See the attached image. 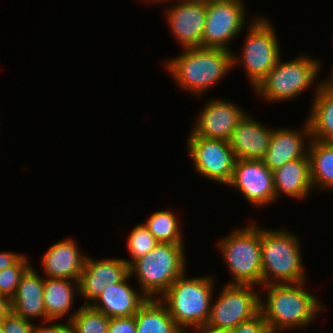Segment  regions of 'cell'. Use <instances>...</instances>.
<instances>
[{"label": "cell", "mask_w": 333, "mask_h": 333, "mask_svg": "<svg viewBox=\"0 0 333 333\" xmlns=\"http://www.w3.org/2000/svg\"><path fill=\"white\" fill-rule=\"evenodd\" d=\"M301 283H274L266 288V302L260 298V312L270 330L282 331L310 324L323 309L319 300L303 290Z\"/></svg>", "instance_id": "cell-1"}, {"label": "cell", "mask_w": 333, "mask_h": 333, "mask_svg": "<svg viewBox=\"0 0 333 333\" xmlns=\"http://www.w3.org/2000/svg\"><path fill=\"white\" fill-rule=\"evenodd\" d=\"M233 52L223 48H184L164 64L176 83L197 97L209 90L233 68ZM215 83V84H214Z\"/></svg>", "instance_id": "cell-2"}, {"label": "cell", "mask_w": 333, "mask_h": 333, "mask_svg": "<svg viewBox=\"0 0 333 333\" xmlns=\"http://www.w3.org/2000/svg\"><path fill=\"white\" fill-rule=\"evenodd\" d=\"M297 237L286 230L261 228L262 285L306 281Z\"/></svg>", "instance_id": "cell-3"}, {"label": "cell", "mask_w": 333, "mask_h": 333, "mask_svg": "<svg viewBox=\"0 0 333 333\" xmlns=\"http://www.w3.org/2000/svg\"><path fill=\"white\" fill-rule=\"evenodd\" d=\"M214 282L211 276L189 279L184 273L159 297L182 331L208 322Z\"/></svg>", "instance_id": "cell-4"}, {"label": "cell", "mask_w": 333, "mask_h": 333, "mask_svg": "<svg viewBox=\"0 0 333 333\" xmlns=\"http://www.w3.org/2000/svg\"><path fill=\"white\" fill-rule=\"evenodd\" d=\"M184 253L183 243H159L129 265V274L138 276L141 292L148 298L162 296L186 273Z\"/></svg>", "instance_id": "cell-5"}, {"label": "cell", "mask_w": 333, "mask_h": 333, "mask_svg": "<svg viewBox=\"0 0 333 333\" xmlns=\"http://www.w3.org/2000/svg\"><path fill=\"white\" fill-rule=\"evenodd\" d=\"M217 243L234 277L232 284L262 285L261 228L248 225Z\"/></svg>", "instance_id": "cell-6"}, {"label": "cell", "mask_w": 333, "mask_h": 333, "mask_svg": "<svg viewBox=\"0 0 333 333\" xmlns=\"http://www.w3.org/2000/svg\"><path fill=\"white\" fill-rule=\"evenodd\" d=\"M278 60L266 77L254 89L256 94L272 102L286 101L305 92L317 79L320 60L302 55L290 62Z\"/></svg>", "instance_id": "cell-7"}, {"label": "cell", "mask_w": 333, "mask_h": 333, "mask_svg": "<svg viewBox=\"0 0 333 333\" xmlns=\"http://www.w3.org/2000/svg\"><path fill=\"white\" fill-rule=\"evenodd\" d=\"M246 42L243 43L242 54L239 57L233 54V66L243 64L247 71V79L255 89L258 84L266 77L270 70L281 58L278 38L273 26L267 19L260 17L252 19Z\"/></svg>", "instance_id": "cell-8"}, {"label": "cell", "mask_w": 333, "mask_h": 333, "mask_svg": "<svg viewBox=\"0 0 333 333\" xmlns=\"http://www.w3.org/2000/svg\"><path fill=\"white\" fill-rule=\"evenodd\" d=\"M254 285L227 283L219 298L211 304L208 324L226 330L252 319L260 312V295Z\"/></svg>", "instance_id": "cell-9"}, {"label": "cell", "mask_w": 333, "mask_h": 333, "mask_svg": "<svg viewBox=\"0 0 333 333\" xmlns=\"http://www.w3.org/2000/svg\"><path fill=\"white\" fill-rule=\"evenodd\" d=\"M189 135L187 149L197 174L227 185L236 162L229 142L198 137L192 131Z\"/></svg>", "instance_id": "cell-10"}, {"label": "cell", "mask_w": 333, "mask_h": 333, "mask_svg": "<svg viewBox=\"0 0 333 333\" xmlns=\"http://www.w3.org/2000/svg\"><path fill=\"white\" fill-rule=\"evenodd\" d=\"M241 1L206 2V22L202 48L229 50L228 42L240 35L245 26V7Z\"/></svg>", "instance_id": "cell-11"}, {"label": "cell", "mask_w": 333, "mask_h": 333, "mask_svg": "<svg viewBox=\"0 0 333 333\" xmlns=\"http://www.w3.org/2000/svg\"><path fill=\"white\" fill-rule=\"evenodd\" d=\"M228 185L240 191L253 206L270 205L276 200L273 172L261 159H236Z\"/></svg>", "instance_id": "cell-12"}, {"label": "cell", "mask_w": 333, "mask_h": 333, "mask_svg": "<svg viewBox=\"0 0 333 333\" xmlns=\"http://www.w3.org/2000/svg\"><path fill=\"white\" fill-rule=\"evenodd\" d=\"M176 5L166 11V20L174 37L183 48L202 47L206 22V2L203 0H175Z\"/></svg>", "instance_id": "cell-13"}, {"label": "cell", "mask_w": 333, "mask_h": 333, "mask_svg": "<svg viewBox=\"0 0 333 333\" xmlns=\"http://www.w3.org/2000/svg\"><path fill=\"white\" fill-rule=\"evenodd\" d=\"M129 274L125 259L106 258L93 260L87 256L79 277V292L90 305L108 285L121 282ZM90 301V303H89Z\"/></svg>", "instance_id": "cell-14"}, {"label": "cell", "mask_w": 333, "mask_h": 333, "mask_svg": "<svg viewBox=\"0 0 333 333\" xmlns=\"http://www.w3.org/2000/svg\"><path fill=\"white\" fill-rule=\"evenodd\" d=\"M192 132L202 138L228 141L233 130L247 114L232 102L211 100L204 105Z\"/></svg>", "instance_id": "cell-15"}, {"label": "cell", "mask_w": 333, "mask_h": 333, "mask_svg": "<svg viewBox=\"0 0 333 333\" xmlns=\"http://www.w3.org/2000/svg\"><path fill=\"white\" fill-rule=\"evenodd\" d=\"M304 136L306 139H311L308 121L305 122L302 131L285 128L273 129L268 150L261 160L273 172L289 161L305 158L308 155L306 149L309 144L306 145V142H303Z\"/></svg>", "instance_id": "cell-16"}, {"label": "cell", "mask_w": 333, "mask_h": 333, "mask_svg": "<svg viewBox=\"0 0 333 333\" xmlns=\"http://www.w3.org/2000/svg\"><path fill=\"white\" fill-rule=\"evenodd\" d=\"M273 130L246 114L228 140L236 159H262L267 152Z\"/></svg>", "instance_id": "cell-17"}, {"label": "cell", "mask_w": 333, "mask_h": 333, "mask_svg": "<svg viewBox=\"0 0 333 333\" xmlns=\"http://www.w3.org/2000/svg\"><path fill=\"white\" fill-rule=\"evenodd\" d=\"M44 277L31 265L21 277L15 295L10 300L11 311L25 320L40 317L42 322H53L47 317L44 298Z\"/></svg>", "instance_id": "cell-18"}, {"label": "cell", "mask_w": 333, "mask_h": 333, "mask_svg": "<svg viewBox=\"0 0 333 333\" xmlns=\"http://www.w3.org/2000/svg\"><path fill=\"white\" fill-rule=\"evenodd\" d=\"M78 247L73 239H63L50 246L42 257L45 276L79 281L86 255Z\"/></svg>", "instance_id": "cell-19"}, {"label": "cell", "mask_w": 333, "mask_h": 333, "mask_svg": "<svg viewBox=\"0 0 333 333\" xmlns=\"http://www.w3.org/2000/svg\"><path fill=\"white\" fill-rule=\"evenodd\" d=\"M130 277L128 274L121 282L108 285L90 306L109 318L134 316L148 297L127 284Z\"/></svg>", "instance_id": "cell-20"}, {"label": "cell", "mask_w": 333, "mask_h": 333, "mask_svg": "<svg viewBox=\"0 0 333 333\" xmlns=\"http://www.w3.org/2000/svg\"><path fill=\"white\" fill-rule=\"evenodd\" d=\"M273 180L276 199L282 193L292 198H306L312 189L309 156L289 161L276 169Z\"/></svg>", "instance_id": "cell-21"}, {"label": "cell", "mask_w": 333, "mask_h": 333, "mask_svg": "<svg viewBox=\"0 0 333 333\" xmlns=\"http://www.w3.org/2000/svg\"><path fill=\"white\" fill-rule=\"evenodd\" d=\"M136 333H185L169 315L166 305L158 298H148L134 315Z\"/></svg>", "instance_id": "cell-22"}, {"label": "cell", "mask_w": 333, "mask_h": 333, "mask_svg": "<svg viewBox=\"0 0 333 333\" xmlns=\"http://www.w3.org/2000/svg\"><path fill=\"white\" fill-rule=\"evenodd\" d=\"M79 292V282L69 279L44 278L43 298L47 317L50 320H59L65 316L73 304L75 287Z\"/></svg>", "instance_id": "cell-23"}, {"label": "cell", "mask_w": 333, "mask_h": 333, "mask_svg": "<svg viewBox=\"0 0 333 333\" xmlns=\"http://www.w3.org/2000/svg\"><path fill=\"white\" fill-rule=\"evenodd\" d=\"M313 100L312 109L307 118L311 139L333 142V92L324 90L318 84Z\"/></svg>", "instance_id": "cell-24"}, {"label": "cell", "mask_w": 333, "mask_h": 333, "mask_svg": "<svg viewBox=\"0 0 333 333\" xmlns=\"http://www.w3.org/2000/svg\"><path fill=\"white\" fill-rule=\"evenodd\" d=\"M312 188L333 189V142L307 140ZM320 188V189H319Z\"/></svg>", "instance_id": "cell-25"}, {"label": "cell", "mask_w": 333, "mask_h": 333, "mask_svg": "<svg viewBox=\"0 0 333 333\" xmlns=\"http://www.w3.org/2000/svg\"><path fill=\"white\" fill-rule=\"evenodd\" d=\"M159 243H183L180 223L170 211H157L144 223Z\"/></svg>", "instance_id": "cell-26"}, {"label": "cell", "mask_w": 333, "mask_h": 333, "mask_svg": "<svg viewBox=\"0 0 333 333\" xmlns=\"http://www.w3.org/2000/svg\"><path fill=\"white\" fill-rule=\"evenodd\" d=\"M68 321L72 325L73 333H107L110 318L90 305H83L70 314Z\"/></svg>", "instance_id": "cell-27"}, {"label": "cell", "mask_w": 333, "mask_h": 333, "mask_svg": "<svg viewBox=\"0 0 333 333\" xmlns=\"http://www.w3.org/2000/svg\"><path fill=\"white\" fill-rule=\"evenodd\" d=\"M158 244L159 242L144 223L135 225L127 240V248L129 249L131 259H125V262L130 265L136 259L146 255Z\"/></svg>", "instance_id": "cell-28"}, {"label": "cell", "mask_w": 333, "mask_h": 333, "mask_svg": "<svg viewBox=\"0 0 333 333\" xmlns=\"http://www.w3.org/2000/svg\"><path fill=\"white\" fill-rule=\"evenodd\" d=\"M23 256L15 265L0 271V294L9 300L15 295L18 284L25 271L31 266Z\"/></svg>", "instance_id": "cell-29"}, {"label": "cell", "mask_w": 333, "mask_h": 333, "mask_svg": "<svg viewBox=\"0 0 333 333\" xmlns=\"http://www.w3.org/2000/svg\"><path fill=\"white\" fill-rule=\"evenodd\" d=\"M2 326L4 333H33L34 328L32 321L25 320L12 311L2 320Z\"/></svg>", "instance_id": "cell-30"}, {"label": "cell", "mask_w": 333, "mask_h": 333, "mask_svg": "<svg viewBox=\"0 0 333 333\" xmlns=\"http://www.w3.org/2000/svg\"><path fill=\"white\" fill-rule=\"evenodd\" d=\"M270 330L265 322L261 312L252 319L241 322L235 328L229 330V333H267Z\"/></svg>", "instance_id": "cell-31"}, {"label": "cell", "mask_w": 333, "mask_h": 333, "mask_svg": "<svg viewBox=\"0 0 333 333\" xmlns=\"http://www.w3.org/2000/svg\"><path fill=\"white\" fill-rule=\"evenodd\" d=\"M107 333H136L135 317L110 318Z\"/></svg>", "instance_id": "cell-32"}, {"label": "cell", "mask_w": 333, "mask_h": 333, "mask_svg": "<svg viewBox=\"0 0 333 333\" xmlns=\"http://www.w3.org/2000/svg\"><path fill=\"white\" fill-rule=\"evenodd\" d=\"M33 333H73L72 325L70 321L65 324H49V325H34Z\"/></svg>", "instance_id": "cell-33"}, {"label": "cell", "mask_w": 333, "mask_h": 333, "mask_svg": "<svg viewBox=\"0 0 333 333\" xmlns=\"http://www.w3.org/2000/svg\"><path fill=\"white\" fill-rule=\"evenodd\" d=\"M24 255L10 252L1 251L0 252V271L15 265Z\"/></svg>", "instance_id": "cell-34"}, {"label": "cell", "mask_w": 333, "mask_h": 333, "mask_svg": "<svg viewBox=\"0 0 333 333\" xmlns=\"http://www.w3.org/2000/svg\"><path fill=\"white\" fill-rule=\"evenodd\" d=\"M192 330L196 333H229V330L216 328L209 325L208 323L192 327Z\"/></svg>", "instance_id": "cell-35"}, {"label": "cell", "mask_w": 333, "mask_h": 333, "mask_svg": "<svg viewBox=\"0 0 333 333\" xmlns=\"http://www.w3.org/2000/svg\"><path fill=\"white\" fill-rule=\"evenodd\" d=\"M10 311V300L0 294V321H2Z\"/></svg>", "instance_id": "cell-36"}, {"label": "cell", "mask_w": 333, "mask_h": 333, "mask_svg": "<svg viewBox=\"0 0 333 333\" xmlns=\"http://www.w3.org/2000/svg\"><path fill=\"white\" fill-rule=\"evenodd\" d=\"M333 66V65H332ZM331 78H329V80H326V81H323V82H320V86L324 89V90H327L329 92H333V68L331 70V75H330Z\"/></svg>", "instance_id": "cell-37"}, {"label": "cell", "mask_w": 333, "mask_h": 333, "mask_svg": "<svg viewBox=\"0 0 333 333\" xmlns=\"http://www.w3.org/2000/svg\"><path fill=\"white\" fill-rule=\"evenodd\" d=\"M146 1H149V2H151V3H157V2H158V3H162L163 1H164V2H168V1H171V2H172L173 0H168V1H167V0H146Z\"/></svg>", "instance_id": "cell-38"}, {"label": "cell", "mask_w": 333, "mask_h": 333, "mask_svg": "<svg viewBox=\"0 0 333 333\" xmlns=\"http://www.w3.org/2000/svg\"><path fill=\"white\" fill-rule=\"evenodd\" d=\"M205 2H208V1H241L243 2L242 0H203Z\"/></svg>", "instance_id": "cell-39"}, {"label": "cell", "mask_w": 333, "mask_h": 333, "mask_svg": "<svg viewBox=\"0 0 333 333\" xmlns=\"http://www.w3.org/2000/svg\"><path fill=\"white\" fill-rule=\"evenodd\" d=\"M0 333H4V329H3V326H2V321H0Z\"/></svg>", "instance_id": "cell-40"}, {"label": "cell", "mask_w": 333, "mask_h": 333, "mask_svg": "<svg viewBox=\"0 0 333 333\" xmlns=\"http://www.w3.org/2000/svg\"><path fill=\"white\" fill-rule=\"evenodd\" d=\"M267 333H280V331H276V330H269Z\"/></svg>", "instance_id": "cell-41"}]
</instances>
